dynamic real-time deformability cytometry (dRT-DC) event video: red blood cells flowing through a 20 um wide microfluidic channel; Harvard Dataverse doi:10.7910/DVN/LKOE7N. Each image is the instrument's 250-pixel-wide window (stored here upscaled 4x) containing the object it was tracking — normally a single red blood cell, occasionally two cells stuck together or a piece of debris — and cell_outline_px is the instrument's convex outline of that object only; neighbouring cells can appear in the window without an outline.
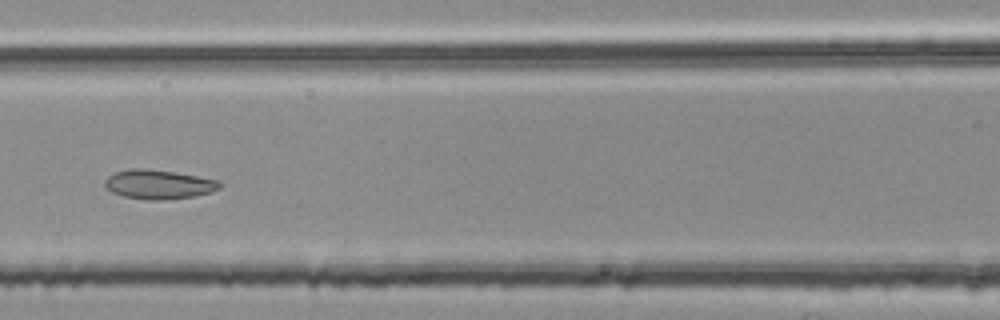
{"species": "common noctule bat (a hibernating species)", "species_latin": "Nyctalus noctula", "temperature_condition": "room temperature", "stored_images_in_passage": 5, "camera_frame_rate_fps": 3000, "um_per_image_px": 0.085, "animal": {"sex": "female", "body_mass_g": 25.1}, "frame": {"image": 1, "passage_image": 5, "time_ms": 1.333, "image_size_px": [1000, 320], "cell_outline_px": [[224, 184], [220, 188], [212, 192], [192, 196], [164, 200], [148, 200], [124, 196], [112, 192], [104, 184], [104, 180], [108, 176], [116, 172], [128, 168], [144, 168], [176, 172], [220, 180]], "centroid_in_image_um": [13.52, 15.66], "position_along_channel_um": 153.1, "area_um2": 19.71}}